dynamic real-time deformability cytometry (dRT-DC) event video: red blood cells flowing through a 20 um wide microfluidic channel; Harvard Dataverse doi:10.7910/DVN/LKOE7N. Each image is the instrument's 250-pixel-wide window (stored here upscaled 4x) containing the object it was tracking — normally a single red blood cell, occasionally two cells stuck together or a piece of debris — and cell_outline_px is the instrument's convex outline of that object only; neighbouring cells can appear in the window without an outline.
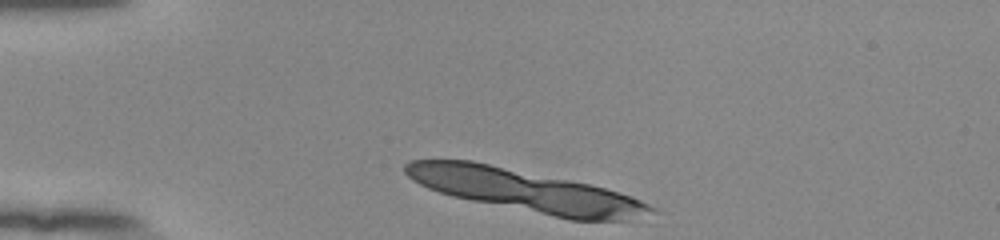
{"species": "human", "species_latin": "Homo sapiens", "temperature_condition": "room temperature", "stored_images_in_passage": 5, "camera_frame_rate_fps": 3000, "um_per_image_px": 0.085, "donor": {"sex": "female"}, "frame": {"image": 1, "passage_image": 1, "time_ms": 0.0, "image_size_px": [1000, 240], "cell_outline_px": [[660, 212], [624, 220], [568, 220], [452, 196], [428, 188], [412, 180], [404, 172], [404, 164], [412, 160], [472, 160], [588, 184], [604, 188], [632, 196], [656, 208]], "centroid_in_image_um": [44.67, 16.21], "position_along_channel_um": 40.3, "area_um2": 59.94}}